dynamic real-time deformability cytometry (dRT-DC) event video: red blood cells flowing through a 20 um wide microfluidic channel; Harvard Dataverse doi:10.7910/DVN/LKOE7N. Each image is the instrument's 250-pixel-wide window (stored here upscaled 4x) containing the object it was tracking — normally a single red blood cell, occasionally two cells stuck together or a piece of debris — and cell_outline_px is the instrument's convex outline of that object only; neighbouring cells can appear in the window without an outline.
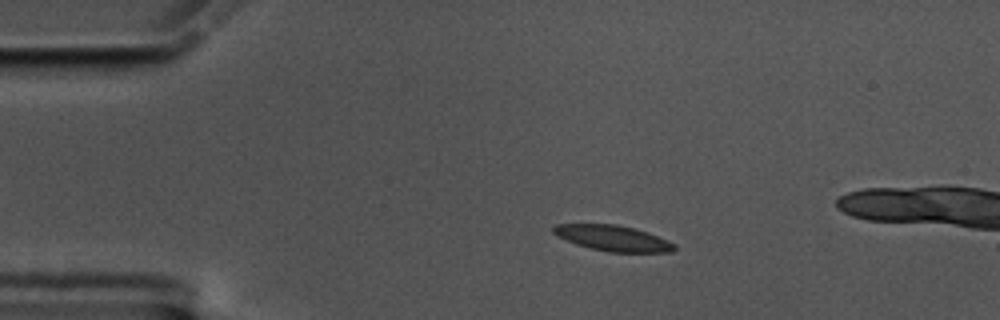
{"species": "common noctule bat (a hibernating species)", "species_latin": "Nyctalus noctula", "temperature_condition": "cold", "stored_images_in_passage": 25, "camera_frame_rate_fps": 3000, "um_per_image_px": 0.085, "animal": {"sex": "male", "body_mass_g": 17.5, "forearm_length_mm": 52.3}, "frame": {"image": 1, "passage_image": 11, "time_ms": 3.333, "image_size_px": [1000, 320], "cell_outline_px": [[676, 248], [672, 252], [612, 252], [592, 248], [576, 244], [556, 236], [552, 232], [552, 228], [556, 224], [616, 224], [636, 228], [648, 232], [668, 240], [676, 244]], "centroid_in_image_um": [52.12, 20.23], "position_along_channel_um": 32.9, "area_um2": 18.15}}